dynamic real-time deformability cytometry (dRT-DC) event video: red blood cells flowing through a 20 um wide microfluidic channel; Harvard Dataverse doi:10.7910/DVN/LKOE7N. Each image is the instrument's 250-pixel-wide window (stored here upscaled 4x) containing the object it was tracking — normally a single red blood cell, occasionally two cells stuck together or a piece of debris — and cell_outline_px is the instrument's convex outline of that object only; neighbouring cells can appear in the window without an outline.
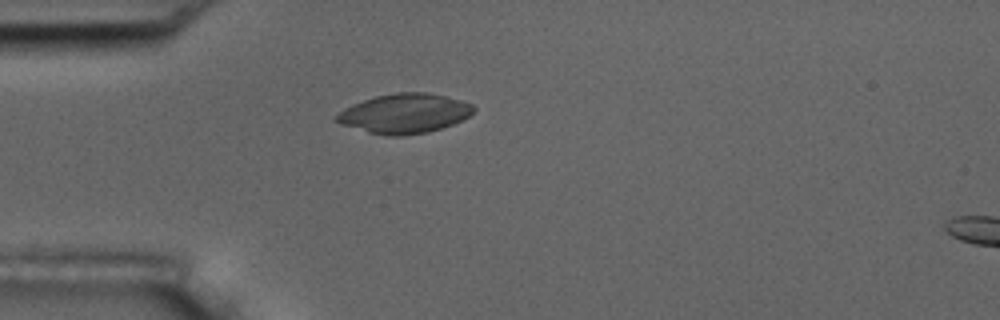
{"species": "common noctule bat (a hibernating species)", "species_latin": "Nyctalus noctula", "temperature_condition": "room temperature", "stored_images_in_passage": 2, "camera_frame_rate_fps": 3000, "um_per_image_px": 0.085, "animal": {"sex": "male", "body_mass_g": 17.5, "forearm_length_mm": 52.3}, "frame": {"image": 1, "passage_image": 1, "time_ms": 0.0, "image_size_px": [1000, 320], "cell_outline_px": [[476, 108], [468, 116], [452, 124], [428, 132], [404, 136], [384, 136], [368, 132], [340, 124], [332, 120], [332, 116], [344, 108], [352, 104], [376, 96], [396, 92], [428, 92], [460, 100], [472, 104]], "centroid_in_image_um": [34.31, 9.65], "position_along_channel_um": 50.7, "area_um2": 31.73}}